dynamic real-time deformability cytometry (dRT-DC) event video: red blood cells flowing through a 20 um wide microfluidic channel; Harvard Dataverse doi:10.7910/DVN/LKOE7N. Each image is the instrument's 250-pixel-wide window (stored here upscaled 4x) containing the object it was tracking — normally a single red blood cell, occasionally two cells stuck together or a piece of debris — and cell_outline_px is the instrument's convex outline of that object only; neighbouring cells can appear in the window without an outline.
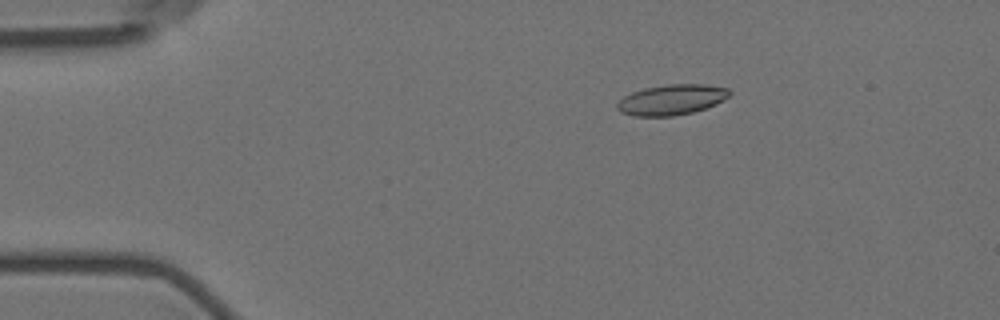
{"species": "Egyptian fruit bat (a non-hibernating species)", "species_latin": "Rousettus aegyptiacus", "temperature_condition": "room temperature", "stored_images_in_passage": 3, "camera_frame_rate_fps": 3000, "um_per_image_px": 0.085, "animal": {"sex": "female"}, "frame": {"image": 1, "passage_image": 1, "time_ms": 0.0, "image_size_px": [1000, 320], "cell_outline_px": [[732, 92], [728, 96], [716, 104], [692, 112], [672, 116], [632, 116], [620, 112], [616, 108], [616, 104], [624, 96], [632, 92], [644, 88], [668, 84], [704, 84], [728, 88]], "centroid_in_image_um": [57.06, 8.47], "position_along_channel_um": 27.9, "area_um2": 19.88}}